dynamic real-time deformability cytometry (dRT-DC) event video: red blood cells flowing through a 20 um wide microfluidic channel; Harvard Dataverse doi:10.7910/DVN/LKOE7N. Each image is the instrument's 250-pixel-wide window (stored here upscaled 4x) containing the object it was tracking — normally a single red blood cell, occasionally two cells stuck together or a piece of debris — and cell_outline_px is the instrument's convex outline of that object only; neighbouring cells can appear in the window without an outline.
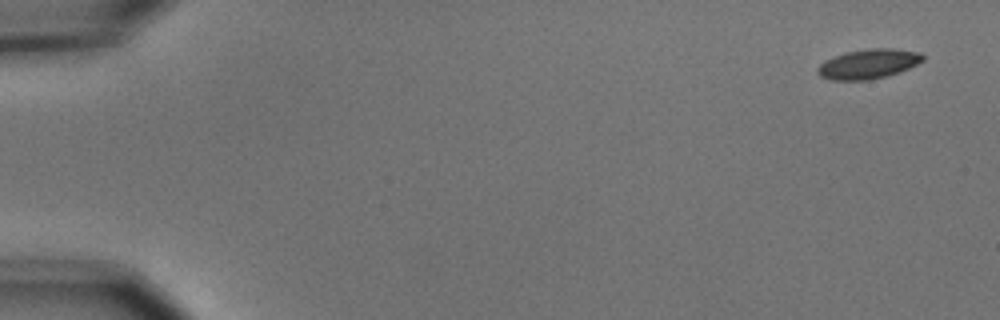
{"species": "common noctule bat (a hibernating species)", "species_latin": "Nyctalus noctula", "temperature_condition": "cold", "stored_images_in_passage": 3, "camera_frame_rate_fps": 3000, "um_per_image_px": 0.085, "animal": {"sex": "male", "body_mass_g": 15.6}, "frame": {"image": 1, "passage_image": 1, "time_ms": 0.0, "image_size_px": [1000, 320], "cell_outline_px": [[924, 60], [900, 72], [888, 76], [868, 80], [832, 80], [820, 76], [816, 72], [816, 68], [824, 60], [844, 52], [868, 48], [892, 48], [920, 52], [924, 56]], "centroid_in_image_um": [73.79, 5.43], "position_along_channel_um": 11.2, "area_um2": 18.38}}